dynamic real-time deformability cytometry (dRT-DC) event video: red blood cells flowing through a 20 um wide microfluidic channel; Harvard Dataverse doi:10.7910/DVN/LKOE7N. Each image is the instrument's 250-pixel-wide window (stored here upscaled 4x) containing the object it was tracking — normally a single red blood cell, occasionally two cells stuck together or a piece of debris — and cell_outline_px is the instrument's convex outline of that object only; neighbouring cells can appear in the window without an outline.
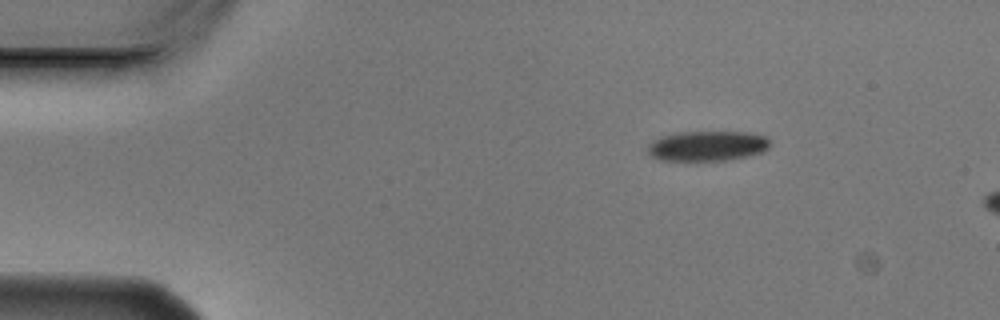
{"species": "Egyptian fruit bat (a non-hibernating species)", "species_latin": "Rousettus aegyptiacus", "temperature_condition": "cold", "stored_images_in_passage": 3, "camera_frame_rate_fps": 3000, "um_per_image_px": 0.085, "animal": {"sex": "male"}, "frame": {"image": 1, "passage_image": 1, "time_ms": 0.0, "image_size_px": [1000, 320], "cell_outline_px": [[772, 144], [764, 152], [748, 156], [724, 160], [660, 160], [652, 156], [648, 152], [648, 144], [652, 140], [660, 136], [676, 132], [752, 132], [764, 136]], "centroid_in_image_um": [60.13, 12.39], "position_along_channel_um": 24.9, "area_um2": 21.56}}